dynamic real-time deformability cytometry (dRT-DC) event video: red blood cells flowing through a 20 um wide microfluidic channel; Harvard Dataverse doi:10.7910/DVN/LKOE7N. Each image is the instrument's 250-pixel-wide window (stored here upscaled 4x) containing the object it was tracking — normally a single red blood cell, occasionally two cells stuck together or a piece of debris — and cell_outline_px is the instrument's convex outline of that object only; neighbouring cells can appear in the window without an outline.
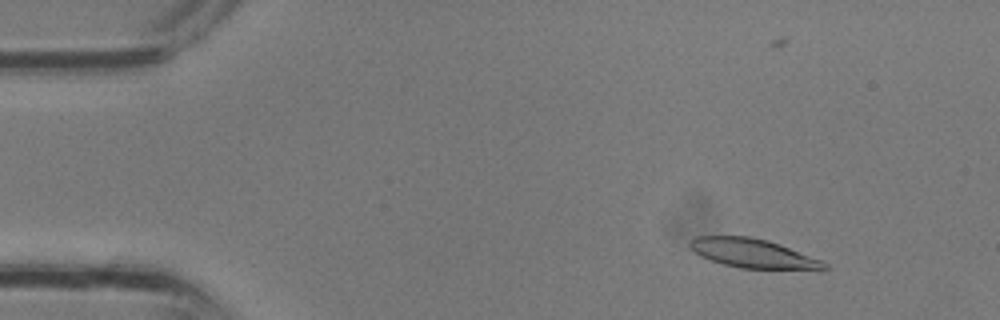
{"species": "common noctule bat (a hibernating species)", "species_latin": "Nyctalus noctula", "temperature_condition": "room temperature", "stored_images_in_passage": 13, "camera_frame_rate_fps": 3000, "um_per_image_px": 0.085, "animal": {"sex": "male", "body_mass_g": 13.3}, "frame": {"image": 1, "passage_image": 4, "time_ms": 1.0, "image_size_px": [1000, 320], "cell_outline_px": [[828, 268], [740, 268], [724, 264], [700, 256], [688, 244], [696, 236], [748, 236], [780, 244], [820, 260], [828, 264]], "centroid_in_image_um": [63.93, 21.51], "position_along_channel_um": 21.1, "area_um2": 21.91}}
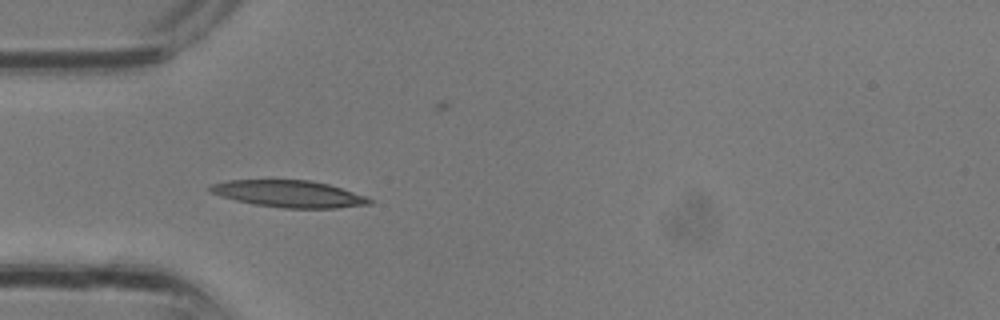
{"frame": {"image": 2, "passage_image": 10, "time_ms": 3.0, "image_size_px": [1000, 320], "cell_outline_px": [[372, 204], [336, 208], [284, 208], [256, 204], [236, 200], [220, 196], [212, 192], [208, 188], [212, 184], [228, 180], [312, 180], [328, 184], [368, 196], [372, 200]], "centroid_in_image_um": [24.61, 16.47], "position_along_channel_um": 60.4, "area_um2": 24.85}}
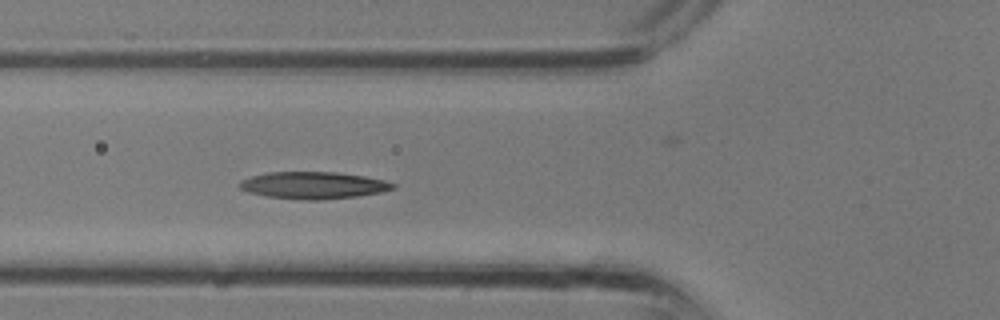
{"frame": {"image": 3, "passage_image": 12, "time_ms": 3.667, "image_size_px": [1000, 320], "cell_outline_px": [[396, 188], [380, 192], [356, 196], [320, 200], [304, 200], [268, 196], [248, 192], [240, 188], [240, 180], [252, 176], [268, 172], [336, 172], [364, 176], [384, 180], [396, 184]], "centroid_in_image_um": [26.65, 15.74], "position_along_channel_um": 99.2, "area_um2": 23.99}}